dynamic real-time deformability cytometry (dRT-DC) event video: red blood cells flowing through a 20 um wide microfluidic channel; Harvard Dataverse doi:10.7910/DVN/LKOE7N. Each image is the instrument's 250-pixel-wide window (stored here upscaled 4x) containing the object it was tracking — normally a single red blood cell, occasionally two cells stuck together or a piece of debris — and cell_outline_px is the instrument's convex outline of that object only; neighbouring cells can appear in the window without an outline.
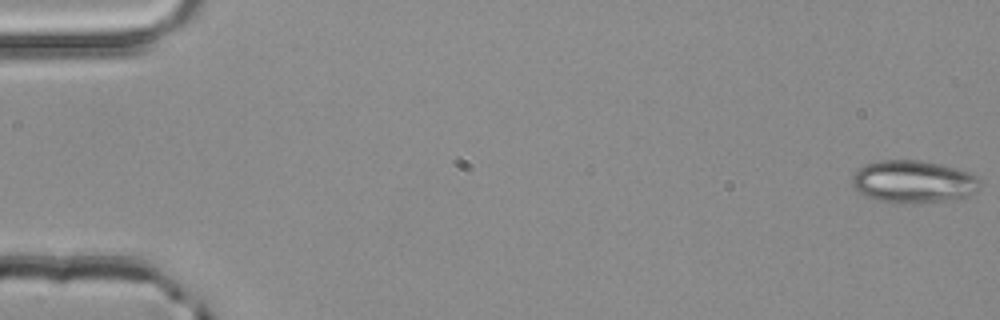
{"species": "common noctule bat (a hibernating species)", "species_latin": "Nyctalus noctula", "temperature_condition": "room temperature", "stored_images_in_passage": 8, "camera_frame_rate_fps": 3000, "um_per_image_px": 0.085, "animal": {"sex": "male", "body_mass_g": 20.4}, "frame": {"image": 1, "passage_image": 1, "time_ms": 0.0, "image_size_px": [1000, 320], "cell_outline_px": [[980, 188], [976, 192], [968, 196], [944, 200], [904, 204], [900, 204], [880, 200], [868, 196], [860, 192], [852, 184], [852, 176], [864, 164], [876, 160], [916, 160], [936, 164], [968, 172], [976, 176], [980, 180]], "centroid_in_image_um": [77.63, 15.44], "position_along_channel_um": 7.4, "area_um2": 31.27}}